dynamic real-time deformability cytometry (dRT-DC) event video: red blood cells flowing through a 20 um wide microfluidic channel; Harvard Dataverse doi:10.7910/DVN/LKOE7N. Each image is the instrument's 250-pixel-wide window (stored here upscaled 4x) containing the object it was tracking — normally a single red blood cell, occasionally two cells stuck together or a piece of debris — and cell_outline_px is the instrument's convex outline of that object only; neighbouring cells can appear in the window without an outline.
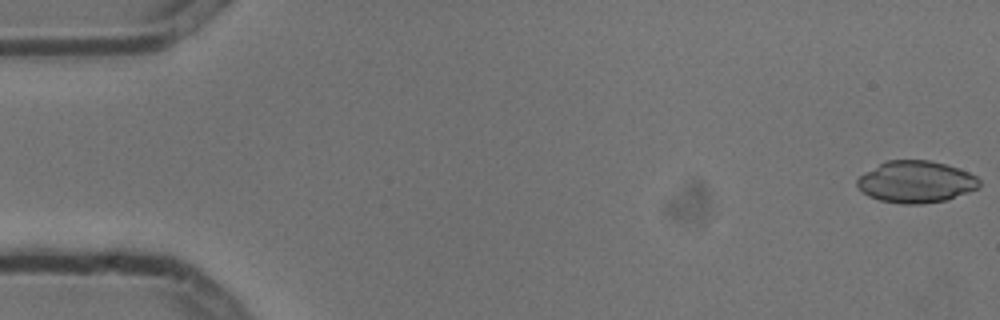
{"species": "common noctule bat (a hibernating species)", "species_latin": "Nyctalus noctula", "temperature_condition": "cold", "stored_images_in_passage": 5, "camera_frame_rate_fps": 3000, "um_per_image_px": 0.085, "animal": {"sex": "male", "body_mass_g": 13.3}, "frame": {"image": 1, "passage_image": 1, "time_ms": 0.0, "image_size_px": [1000, 320], "cell_outline_px": [[980, 188], [944, 200], [924, 204], [900, 204], [880, 200], [868, 196], [856, 184], [856, 180], [864, 172], [888, 160], [928, 160], [944, 164], [968, 172], [976, 176], [980, 180]], "centroid_in_image_um": [77.85, 15.46], "position_along_channel_um": 7.1, "area_um2": 29.59}}
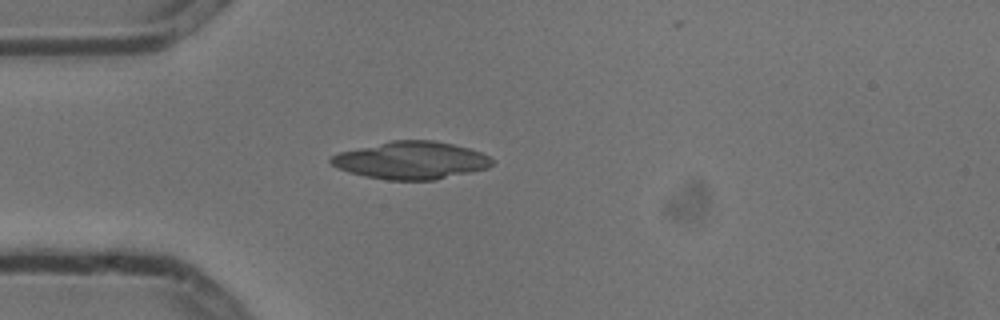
{"frame": {"image": 2, "passage_image": 5, "time_ms": 1.333, "image_size_px": [1000, 320], "cell_outline_px": [[492, 164], [488, 168], [436, 180], [388, 180], [364, 176], [348, 172], [332, 164], [328, 160], [332, 156], [340, 152], [392, 140], [432, 140], [452, 144], [468, 148], [480, 152], [488, 156], [492, 160]], "centroid_in_image_um": [34.95, 13.63], "position_along_channel_um": 50.1, "area_um2": 35.03}}